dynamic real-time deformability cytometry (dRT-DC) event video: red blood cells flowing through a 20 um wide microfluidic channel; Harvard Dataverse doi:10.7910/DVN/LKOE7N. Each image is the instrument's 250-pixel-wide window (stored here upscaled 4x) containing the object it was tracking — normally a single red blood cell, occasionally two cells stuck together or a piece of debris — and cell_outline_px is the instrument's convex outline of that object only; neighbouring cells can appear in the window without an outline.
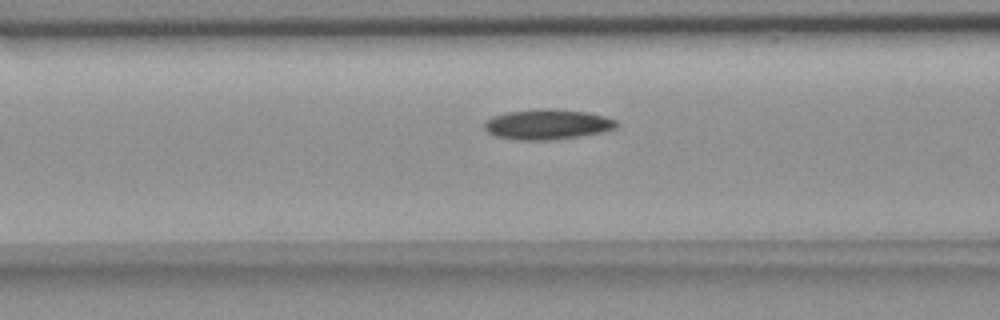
{"species": "common noctule bat (a hibernating species)", "species_latin": "Nyctalus noctula", "temperature_condition": "room temperature", "stored_images_in_passage": 18, "camera_frame_rate_fps": 3000, "um_per_image_px": 0.085, "animal": {"sex": "female", "body_mass_g": 18.4}, "frame": {"image": 1, "passage_image": 12, "time_ms": 3.667, "image_size_px": [1000, 320], "cell_outline_px": [[616, 128], [600, 132], [580, 136], [552, 140], [516, 140], [496, 136], [488, 132], [484, 128], [484, 124], [492, 116], [504, 112], [544, 108], [556, 108], [588, 112], [604, 116], [616, 120]], "centroid_in_image_um": [46.51, 10.56], "position_along_channel_um": 120.1, "area_um2": 23.35}}
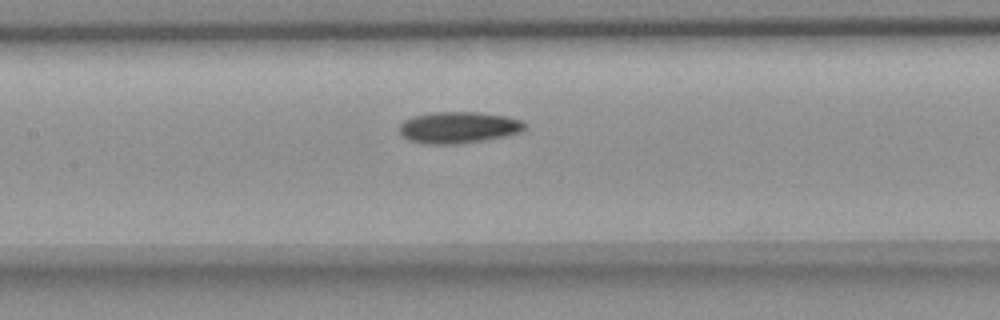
{"frame": {"image": 2, "passage_image": 16, "time_ms": 5.0, "image_size_px": [1000, 320], "cell_outline_px": [[528, 128], [520, 132], [504, 136], [484, 140], [456, 144], [424, 144], [408, 140], [400, 132], [400, 124], [404, 120], [412, 116], [432, 112], [480, 112], [508, 116], [520, 120]], "centroid_in_image_um": [38.97, 10.83], "position_along_channel_um": 168.4, "area_um2": 23.12}}